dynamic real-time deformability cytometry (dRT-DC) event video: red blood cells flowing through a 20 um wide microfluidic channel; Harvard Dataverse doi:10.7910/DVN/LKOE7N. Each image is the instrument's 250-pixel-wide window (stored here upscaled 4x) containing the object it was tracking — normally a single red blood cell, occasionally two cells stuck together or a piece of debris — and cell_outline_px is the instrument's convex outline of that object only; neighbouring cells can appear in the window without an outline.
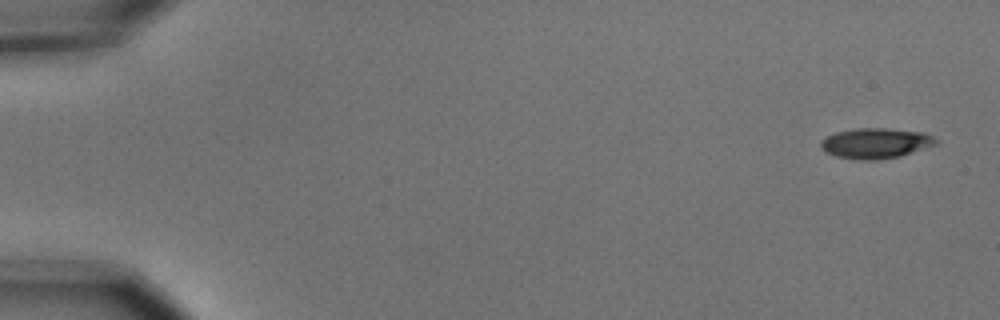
{"species": "common noctule bat (a hibernating species)", "species_latin": "Nyctalus noctula", "temperature_condition": "cold", "stored_images_in_passage": 6, "camera_frame_rate_fps": 3000, "um_per_image_px": 0.085, "animal": {"sex": "male", "body_mass_g": 15.6}, "frame": {"image": 1, "passage_image": 1, "time_ms": 0.0, "image_size_px": [1000, 320], "cell_outline_px": [[936, 144], [900, 156], [876, 160], [860, 160], [836, 156], [824, 152], [820, 148], [820, 140], [836, 132], [856, 128], [888, 128], [924, 132], [932, 136], [936, 140]], "centroid_in_image_um": [74.38, 12.17], "position_along_channel_um": 10.6, "area_um2": 20.35}}
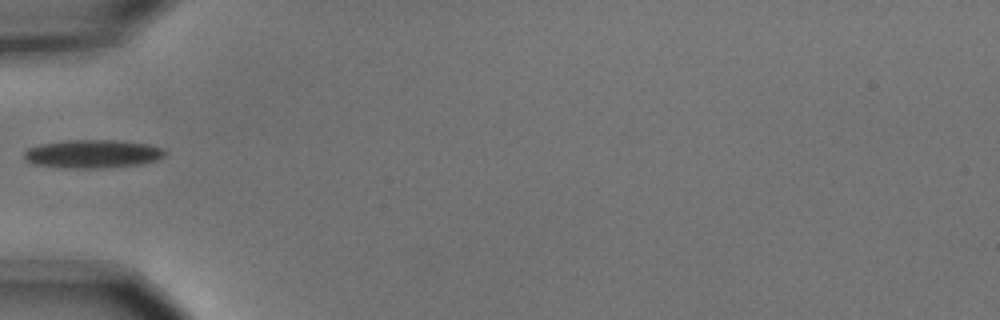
{"frame": {"image": 2, "passage_image": 5, "time_ms": 1.333, "image_size_px": [1000, 320], "cell_outline_px": [[168, 152], [164, 156], [156, 160], [140, 164], [100, 168], [64, 168], [32, 164], [24, 160], [24, 152], [28, 148], [40, 144], [64, 140], [116, 140], [148, 144], [164, 148]], "centroid_in_image_um": [7.86, 13.08], "position_along_channel_um": 77.1, "area_um2": 23.47}}
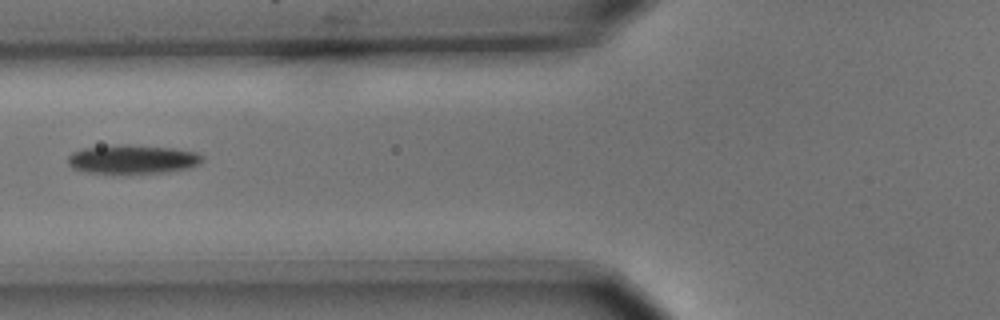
{"frame": {"image": 3, "passage_image": 6, "time_ms": 1.667, "image_size_px": [1000, 320], "cell_outline_px": [[204, 160], [200, 164], [188, 168], [168, 172], [84, 172], [72, 168], [68, 164], [68, 156], [72, 152], [84, 148], [120, 144], [128, 144], [176, 148], [196, 152], [204, 156]], "centroid_in_image_um": [11.3, 13.51], "position_along_channel_um": 114.5, "area_um2": 22.6}}